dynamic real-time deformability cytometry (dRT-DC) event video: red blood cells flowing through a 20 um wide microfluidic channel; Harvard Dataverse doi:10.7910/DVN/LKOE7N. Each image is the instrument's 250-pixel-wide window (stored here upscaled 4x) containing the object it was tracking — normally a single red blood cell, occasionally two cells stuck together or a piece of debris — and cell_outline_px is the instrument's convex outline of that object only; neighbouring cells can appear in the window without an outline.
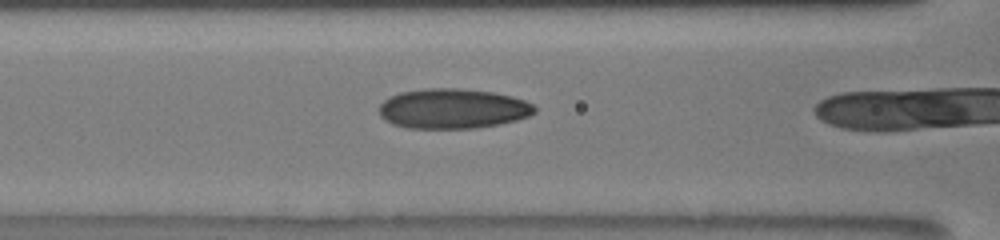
{"species": "human", "species_latin": "Homo sapiens", "temperature_condition": "room temperature", "stored_images_in_passage": 29, "camera_frame_rate_fps": 3000, "um_per_image_px": 0.085, "donor": {"sex": "male"}, "frame": {"image": 1, "passage_image": 28, "time_ms": 8.667, "image_size_px": [1000, 240], "cell_outline_px": [[536, 112], [528, 116], [516, 120], [500, 124], [476, 128], [408, 128], [392, 124], [384, 120], [380, 116], [380, 104], [384, 100], [400, 92], [428, 88], [460, 88], [492, 92], [512, 96], [524, 100], [532, 104], [536, 108]], "centroid_in_image_um": [38.49, 9.24], "position_along_channel_um": 128.1, "area_um2": 36.24}}